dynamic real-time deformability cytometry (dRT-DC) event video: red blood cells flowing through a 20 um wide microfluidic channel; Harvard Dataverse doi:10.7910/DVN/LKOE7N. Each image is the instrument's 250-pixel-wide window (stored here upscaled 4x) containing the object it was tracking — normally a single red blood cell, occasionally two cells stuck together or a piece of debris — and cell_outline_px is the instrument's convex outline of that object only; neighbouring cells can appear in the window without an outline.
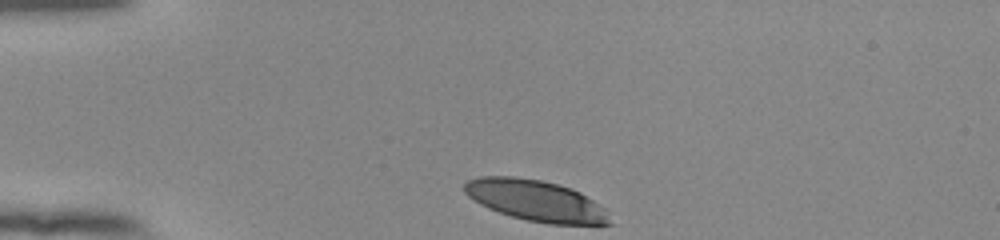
{"species": "human", "species_latin": "Homo sapiens", "temperature_condition": "room temperature", "stored_images_in_passage": 34, "camera_frame_rate_fps": 3000, "um_per_image_px": 0.085, "donor": {"sex": "female"}, "frame": {"image": 1, "passage_image": 1, "time_ms": 0.0, "image_size_px": [1000, 240], "cell_outline_px": [[612, 224], [548, 224], [528, 220], [512, 216], [488, 208], [480, 204], [468, 196], [464, 192], [464, 184], [468, 180], [480, 176], [516, 176], [540, 180], [572, 188], [580, 192], [604, 208]], "centroid_in_image_um": [45.51, 17.04], "position_along_channel_um": 39.5, "area_um2": 34.45}}
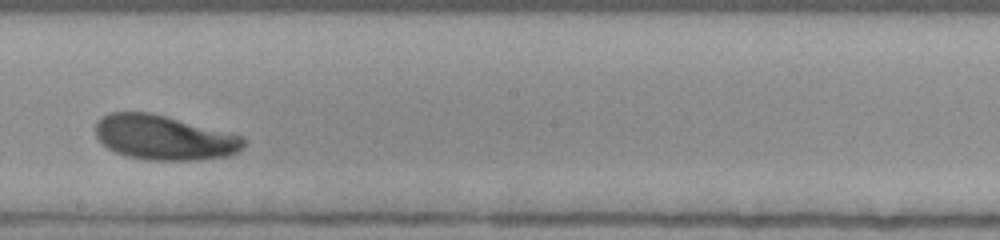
{"frame": {"image": 2, "passage_image": 20, "time_ms": 6.333, "image_size_px": [1000, 240], "cell_outline_px": [[244, 144], [236, 152], [228, 156], [200, 160], [148, 160], [128, 156], [116, 152], [108, 148], [96, 136], [96, 124], [108, 112], [148, 112], [244, 136]], "centroid_in_image_um": [13.94, 11.7], "position_along_channel_um": 234.3, "area_um2": 38.09}}
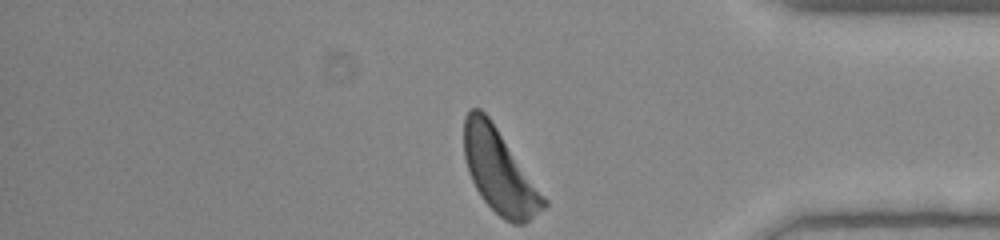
{"frame": {"image": 3, "passage_image": 34, "time_ms": 11.0, "image_size_px": [1000, 240], "cell_outline_px": [[548, 204], [544, 208], [524, 224], [512, 224], [504, 220], [480, 196], [468, 172], [464, 156], [464, 116], [468, 108], [480, 108], [488, 116], [548, 200]], "centroid_in_image_um": [42.44, 14.55], "position_along_channel_um": 392.8, "area_um2": 38.61}, "authors_computed_cell_mechanics": {"area_um2": 38.2058, "velocity_mm_per_s": 3.7818, "shape_relaxation_time_tau1_ms": 3.2478, "shape_relaxation_time_tau2_ms": 7.8037, "deformation_change_tau1": 0.1594, "deformation_change_tau2": 0.1628}}